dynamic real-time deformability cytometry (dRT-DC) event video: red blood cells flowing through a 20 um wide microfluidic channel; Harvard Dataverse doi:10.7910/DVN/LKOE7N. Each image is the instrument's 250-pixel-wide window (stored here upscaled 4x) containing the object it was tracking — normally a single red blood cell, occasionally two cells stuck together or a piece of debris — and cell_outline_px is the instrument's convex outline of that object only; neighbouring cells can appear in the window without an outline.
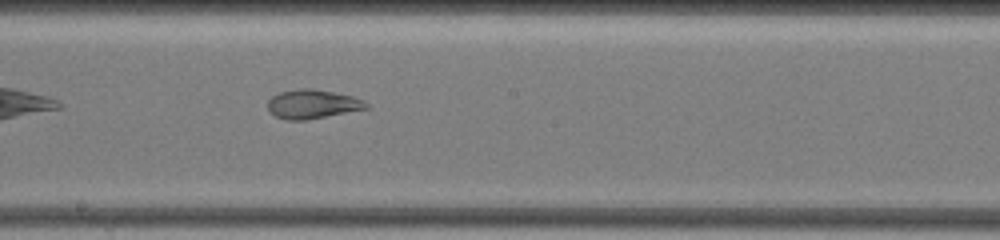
{"species": "common noctule bat (a hibernating species)", "species_latin": "Nyctalus noctula", "temperature_condition": "warm", "stored_images_in_passage": 25, "camera_frame_rate_fps": 3000, "um_per_image_px": 0.085, "animal": {"sex": "female", "body_mass_g": 19.5, "forearm_length_mm": 54.1}, "frame": {"image": 1, "passage_image": 15, "time_ms": 12.667, "image_size_px": [1000, 240], "cell_outline_px": [[368, 108], [304, 120], [288, 120], [276, 116], [268, 108], [268, 100], [272, 96], [280, 92], [300, 88], [312, 88], [352, 96], [364, 100], [368, 104]], "centroid_in_image_um": [26.55, 8.84], "position_along_channel_um": 221.6, "area_um2": 16.36}, "authors_computed_cell_mechanics": {"area_um2": 20.7502, "velocity_mm_per_s": 3.5465, "shape_relaxation_time_tau1_ms": 9.6075, "shape_relaxation_time_tau2_ms": 3.7866, "deformation_change_tau1": 0.3326, "deformation_change_tau2": 0.0694}}